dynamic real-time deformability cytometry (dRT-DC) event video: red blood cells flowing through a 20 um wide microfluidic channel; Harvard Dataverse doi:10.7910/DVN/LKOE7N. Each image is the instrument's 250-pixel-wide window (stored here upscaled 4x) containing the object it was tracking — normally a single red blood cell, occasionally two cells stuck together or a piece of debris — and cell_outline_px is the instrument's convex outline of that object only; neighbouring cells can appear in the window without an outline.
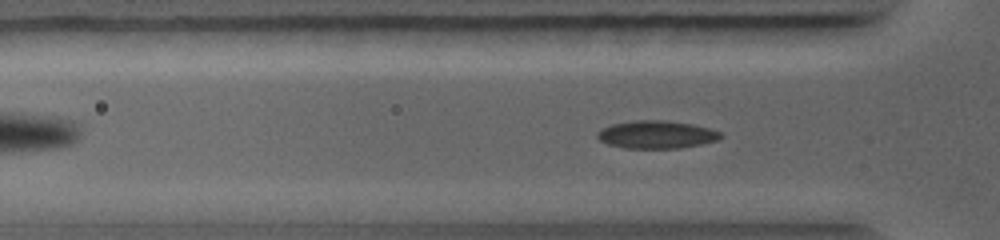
{"species": "common noctule bat (a hibernating species)", "species_latin": "Nyctalus noctula", "temperature_condition": "warm", "stored_images_in_passage": 56, "camera_frame_rate_fps": 5000, "um_per_image_px": 0.085, "animal": {"sex": "female", "body_mass_g": 19.0, "forearm_length_mm": 56.7}, "frame": {"image": 1, "passage_image": 8, "time_ms": 1.4, "image_size_px": [1000, 240], "cell_outline_px": [[724, 136], [716, 140], [700, 144], [680, 148], [624, 148], [608, 144], [600, 140], [596, 136], [596, 132], [612, 124], [636, 120], [664, 120], [692, 124], [708, 128], [720, 132]], "centroid_in_image_um": [55.79, 11.44], "position_along_channel_um": 70.0, "area_um2": 19.83}}
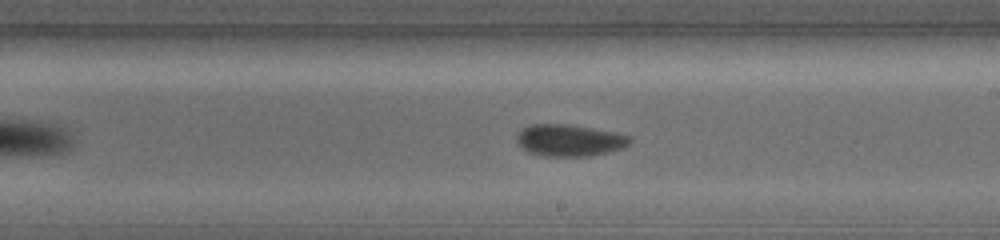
{"frame": {"image": 2, "passage_image": 24, "time_ms": 4.8, "image_size_px": [1000, 240], "cell_outline_px": [[632, 140], [628, 144], [620, 148], [608, 152], [588, 156], [544, 156], [528, 152], [516, 144], [516, 136], [524, 128], [532, 124], [568, 124], [616, 132], [632, 136]], "centroid_in_image_um": [48.39, 11.92], "position_along_channel_um": 240.6, "area_um2": 20.98}}
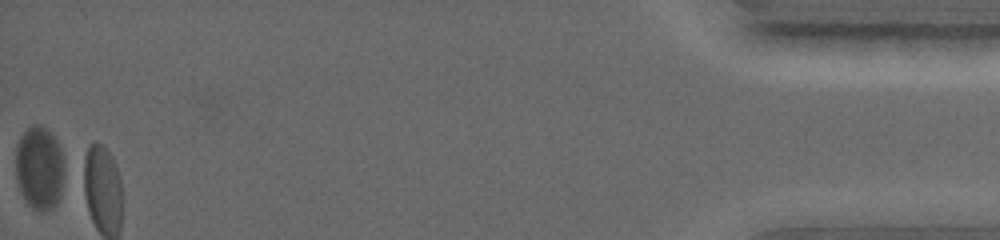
{"frame": {"image": 3, "passage_image": 56, "time_ms": 10.8, "image_size_px": [1000, 240], "cell_outline_px": [[68, 168], [60, 196], [56, 204], [52, 208], [44, 212], [40, 212], [32, 208], [28, 204], [20, 192], [16, 176], [16, 144], [20, 136], [32, 124], [44, 124], [56, 140], [60, 148]], "centroid_in_image_um": [3.4, 14.27], "position_along_channel_um": 431.8, "area_um2": 24.57}}